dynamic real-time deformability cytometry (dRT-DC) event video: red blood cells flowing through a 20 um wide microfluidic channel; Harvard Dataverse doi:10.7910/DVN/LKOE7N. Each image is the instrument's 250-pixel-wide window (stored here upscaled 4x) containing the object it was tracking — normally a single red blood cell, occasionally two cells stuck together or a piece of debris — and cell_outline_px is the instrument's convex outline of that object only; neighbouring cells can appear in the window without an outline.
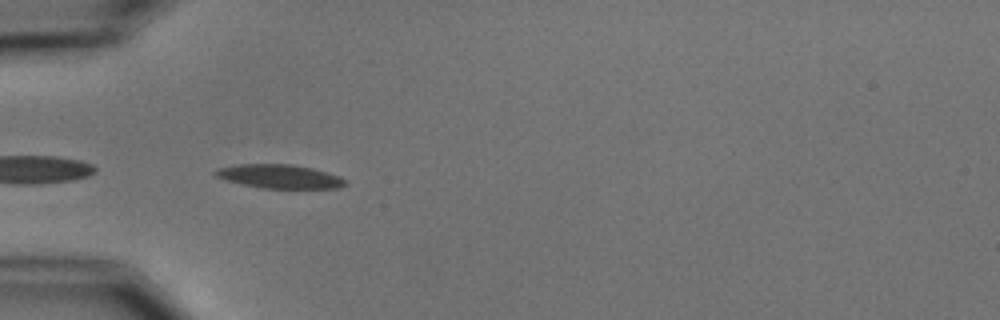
{"species": "common noctule bat (a hibernating species)", "species_latin": "Nyctalus noctula", "temperature_condition": "cold", "stored_images_in_passage": 6, "camera_frame_rate_fps": 3000, "um_per_image_px": 0.085, "animal": {"sex": "male", "body_mass_g": 15.6}, "frame": {"image": 1, "passage_image": 5, "time_ms": 5.667, "image_size_px": [1000, 320], "cell_outline_px": [[348, 184], [340, 188], [260, 188], [224, 180], [216, 176], [212, 172], [216, 168], [236, 164], [292, 164], [312, 168], [340, 176]], "centroid_in_image_um": [23.72, 14.99], "position_along_channel_um": 61.3, "area_um2": 18.15}}